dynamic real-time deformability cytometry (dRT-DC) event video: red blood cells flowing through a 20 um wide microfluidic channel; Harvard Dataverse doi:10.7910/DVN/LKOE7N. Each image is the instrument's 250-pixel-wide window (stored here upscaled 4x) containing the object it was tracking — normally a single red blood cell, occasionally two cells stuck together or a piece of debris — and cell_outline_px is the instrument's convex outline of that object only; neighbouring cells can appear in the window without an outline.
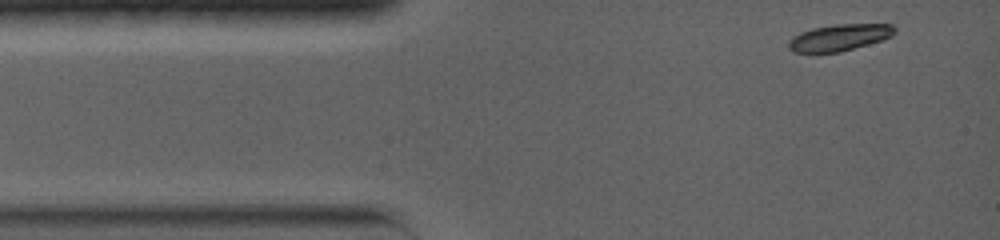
{"species": "common noctule bat (a hibernating species)", "species_latin": "Nyctalus noctula", "temperature_condition": "warm", "stored_images_in_passage": 20, "camera_frame_rate_fps": 5000, "um_per_image_px": 0.085, "animal": {"sex": "female", "body_mass_g": 19.0, "forearm_length_mm": 56.7}, "frame": {"image": 1, "passage_image": 1, "time_ms": 0.0, "image_size_px": [1000, 240], "cell_outline_px": [[896, 32], [892, 36], [868, 44], [840, 52], [792, 52], [788, 48], [788, 40], [800, 32], [812, 28], [836, 24], [892, 24], [896, 28]], "centroid_in_image_um": [71.34, 3.18], "position_along_channel_um": 13.7, "area_um2": 16.42}}
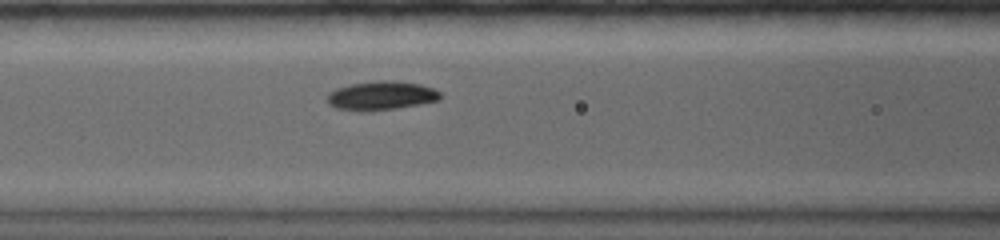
{"frame": {"image": 2, "passage_image": 12, "time_ms": 2.2, "image_size_px": [1000, 240], "cell_outline_px": [[440, 100], [420, 104], [396, 108], [368, 112], [360, 112], [336, 108], [328, 104], [328, 92], [336, 88], [352, 84], [380, 80], [396, 80], [420, 84], [432, 88], [440, 92]], "centroid_in_image_um": [32.39, 8.14], "position_along_channel_um": 134.2, "area_um2": 19.19}}
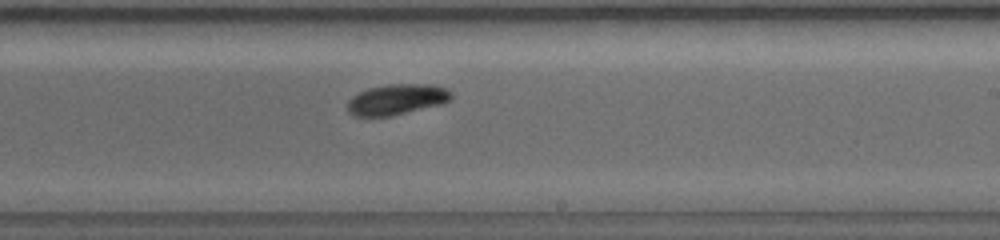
{"frame": {"image": 3, "passage_image": 20, "time_ms": 3.8, "image_size_px": [1000, 240], "cell_outline_px": [[452, 100], [444, 104], [392, 116], [352, 116], [348, 112], [348, 100], [352, 96], [368, 88], [388, 84], [432, 84], [444, 88], [452, 92]], "centroid_in_image_um": [33.76, 8.46], "position_along_channel_um": 255.2, "area_um2": 18.79}}